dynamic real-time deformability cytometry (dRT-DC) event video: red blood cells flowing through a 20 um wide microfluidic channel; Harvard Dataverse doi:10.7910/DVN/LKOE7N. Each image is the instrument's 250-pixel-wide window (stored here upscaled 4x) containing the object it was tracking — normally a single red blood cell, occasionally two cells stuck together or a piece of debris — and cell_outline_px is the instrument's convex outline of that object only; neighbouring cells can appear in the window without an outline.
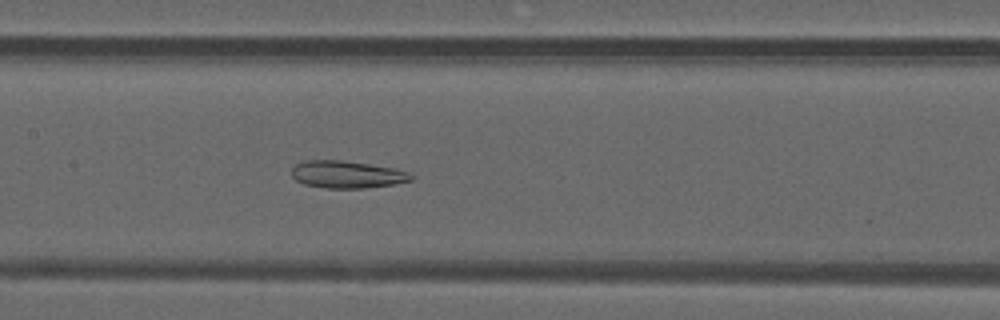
{"species": "common noctule bat (a hibernating species)", "species_latin": "Nyctalus noctula", "temperature_condition": "warm", "stored_images_in_passage": 50, "camera_frame_rate_fps": 3000, "um_per_image_px": 0.085, "animal": {"sex": "male", "forearm_length_mm": 52.5}, "frame": {"image": 1, "passage_image": 24, "time_ms": 7.667, "image_size_px": [1000, 320], "cell_outline_px": [[416, 180], [392, 184], [364, 188], [328, 188], [304, 184], [296, 180], [292, 176], [292, 168], [296, 164], [308, 160], [340, 160], [396, 168], [408, 172], [416, 176]], "centroid_in_image_um": [29.55, 14.83], "position_along_channel_um": 177.9, "area_um2": 19.02}}
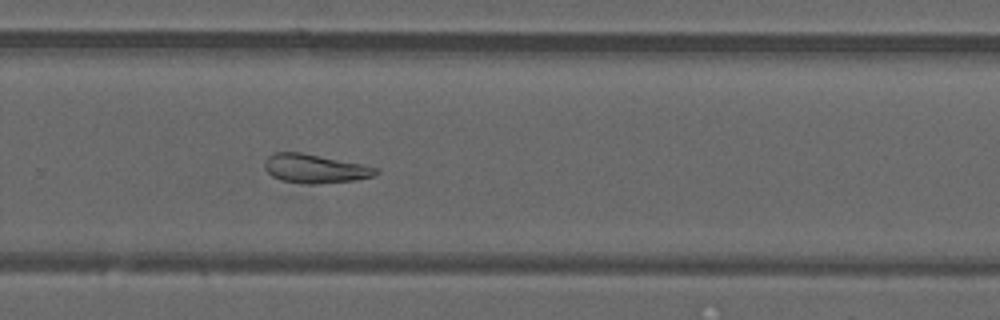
{"frame": {"image": 2, "passage_image": 33, "time_ms": 10.667, "image_size_px": [1000, 320], "cell_outline_px": [[380, 172], [372, 176], [356, 180], [316, 184], [304, 184], [280, 180], [272, 176], [264, 168], [264, 160], [272, 152], [300, 152], [380, 168]], "centroid_in_image_um": [26.74, 14.34], "position_along_channel_um": 303.1, "area_um2": 18.73}}
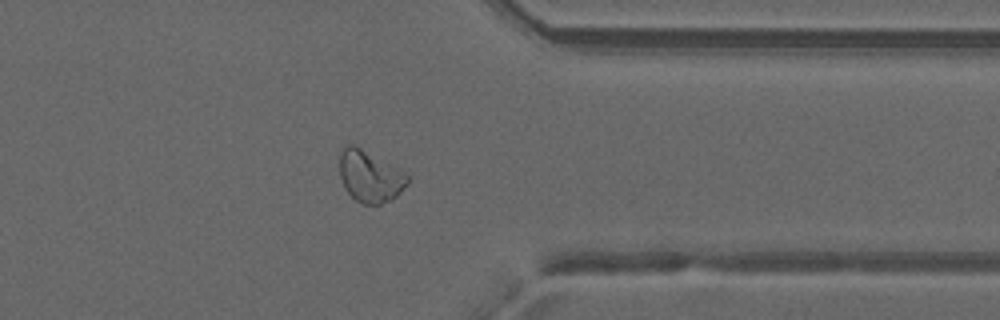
{"frame": {"image": 3, "passage_image": 39, "time_ms": 12.667, "image_size_px": [1000, 320], "cell_outline_px": [[408, 184], [392, 200], [380, 204], [360, 204], [344, 188], [340, 176], [340, 152], [348, 144], [352, 144], [400, 168], [408, 176]], "centroid_in_image_um": [31.45, 15.01], "position_along_channel_um": 379.9, "area_um2": 20.35}, "authors_computed_cell_mechanics": {"area_um2": 24.0159, "velocity_mm_per_s": 4.1989, "shape_relaxation_time_tau1_ms": null, "shape_relaxation_time_tau2_ms": 11.2168, "deformation_change_tau1": null, "deformation_change_tau2": 0.1894}}